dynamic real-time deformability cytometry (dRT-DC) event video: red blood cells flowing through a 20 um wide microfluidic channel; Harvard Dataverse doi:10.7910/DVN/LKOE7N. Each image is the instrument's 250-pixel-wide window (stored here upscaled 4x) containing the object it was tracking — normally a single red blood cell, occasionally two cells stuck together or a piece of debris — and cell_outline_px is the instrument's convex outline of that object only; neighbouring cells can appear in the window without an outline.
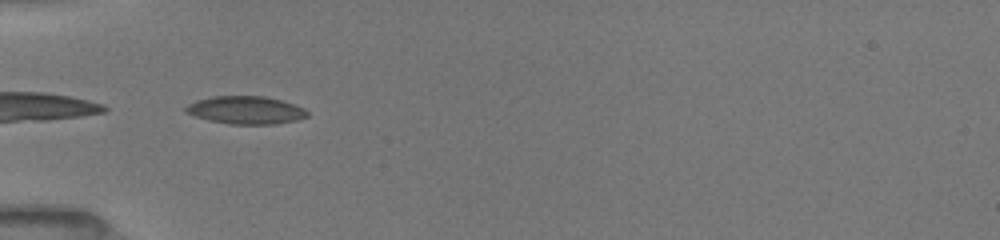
{"species": "common noctule bat (a hibernating species)", "species_latin": "Nyctalus noctula", "temperature_condition": "room temperature", "stored_images_in_passage": 8, "camera_frame_rate_fps": 3000, "um_per_image_px": 0.085, "animal": {"sex": "female", "body_mass_g": 19.5, "forearm_length_mm": 54.1}, "frame": {"image": 1, "passage_image": 1, "time_ms": 0.0, "image_size_px": [1000, 240], "cell_outline_px": [[308, 116], [296, 120], [276, 124], [228, 124], [208, 120], [184, 112], [184, 108], [188, 104], [196, 100], [212, 96], [264, 96], [296, 104], [304, 108], [308, 112]], "centroid_in_image_um": [20.88, 9.36], "position_along_channel_um": 64.1, "area_um2": 19.83}}
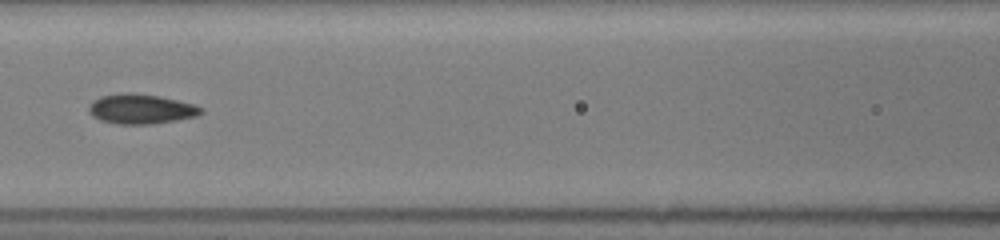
{"frame": {"image": 2, "passage_image": 5, "time_ms": 2.333, "image_size_px": [1000, 240], "cell_outline_px": [[204, 112], [196, 116], [176, 120], [152, 124], [116, 124], [100, 120], [92, 116], [88, 112], [88, 108], [100, 96], [160, 96], [192, 104], [204, 108]], "centroid_in_image_um": [12.04, 9.33], "position_along_channel_um": 154.6, "area_um2": 18.5}}
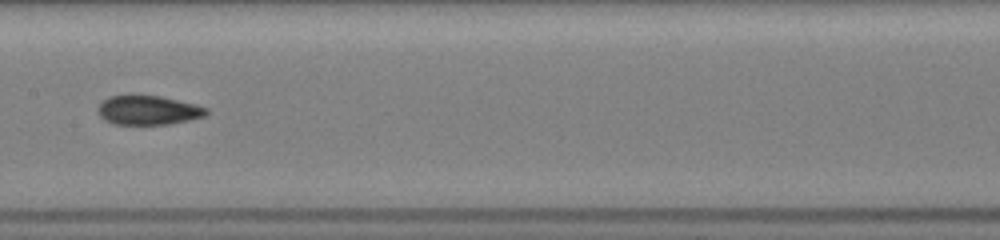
{"frame": {"image": 3, "passage_image": 7, "time_ms": 3.333, "image_size_px": [1000, 240], "cell_outline_px": [[208, 112], [204, 116], [188, 120], [168, 124], [116, 124], [104, 120], [100, 116], [100, 104], [108, 96], [128, 92], [160, 96], [208, 108]], "centroid_in_image_um": [12.55, 9.32], "position_along_channel_um": 194.9, "area_um2": 18.67}}